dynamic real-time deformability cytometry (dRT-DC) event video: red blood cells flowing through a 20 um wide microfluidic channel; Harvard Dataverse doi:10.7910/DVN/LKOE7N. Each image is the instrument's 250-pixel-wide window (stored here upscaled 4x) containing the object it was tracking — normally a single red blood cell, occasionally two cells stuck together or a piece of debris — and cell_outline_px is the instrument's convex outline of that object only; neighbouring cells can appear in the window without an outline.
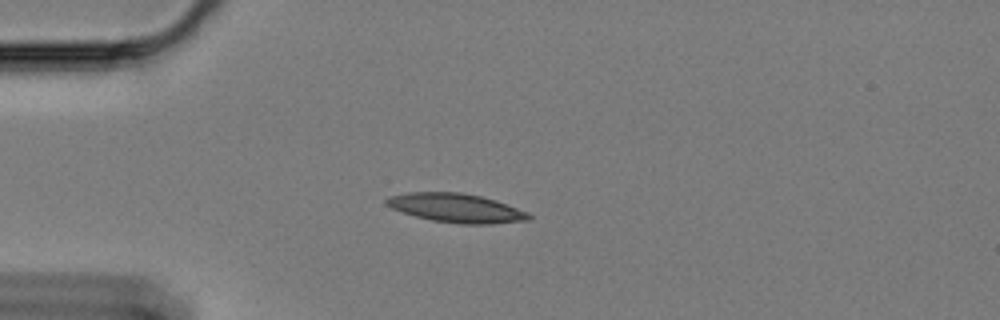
{"species": "Egyptian fruit bat (a non-hibernating species)", "species_latin": "Rousettus aegyptiacus", "temperature_condition": "cold", "stored_images_in_passage": 45, "camera_frame_rate_fps": 3000, "um_per_image_px": 0.085, "animal": {"sex": "female"}, "frame": {"image": 1, "passage_image": 1, "time_ms": 0.0, "image_size_px": [1000, 320], "cell_outline_px": [[532, 220], [492, 224], [460, 224], [432, 220], [416, 216], [392, 208], [384, 204], [384, 200], [388, 196], [408, 192], [460, 192], [480, 196], [496, 200], [528, 212], [532, 216]], "centroid_in_image_um": [38.79, 17.68], "position_along_channel_um": 46.2, "area_um2": 24.1}}
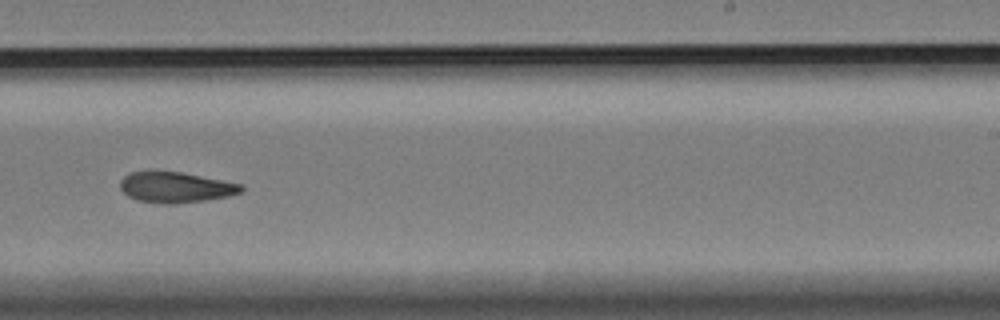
{"frame": {"image": 2, "passage_image": 23, "time_ms": 7.333, "image_size_px": [1000, 320], "cell_outline_px": [[244, 192], [228, 196], [204, 200], [176, 204], [164, 204], [136, 200], [128, 196], [120, 188], [120, 180], [128, 172], [152, 168], [180, 172], [244, 184]], "centroid_in_image_um": [14.89, 15.88], "position_along_channel_um": 274.1, "area_um2": 22.37}}
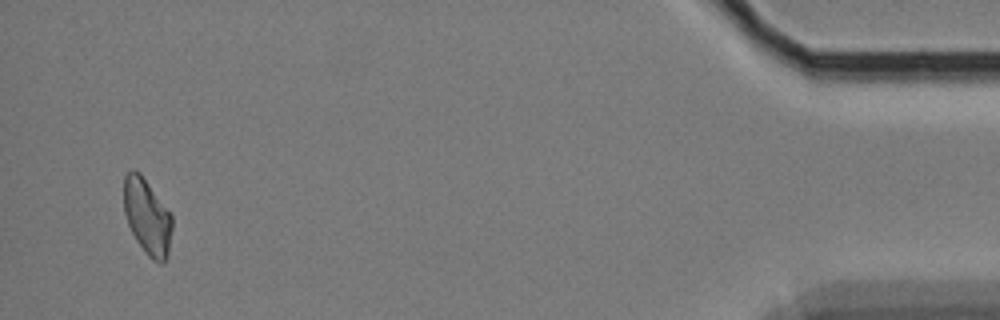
{"frame": {"image": 3, "passage_image": 43, "time_ms": 14.0, "image_size_px": [1000, 320], "cell_outline_px": [[172, 228], [168, 256], [164, 264], [160, 264], [152, 260], [144, 252], [136, 240], [128, 224], [124, 212], [124, 176], [132, 168], [140, 172], [172, 216]], "centroid_in_image_um": [12.51, 18.45], "position_along_channel_um": 422.7, "area_um2": 21.39}, "authors_computed_cell_mechanics": {"area_um2": 21.964, "velocity_mm_per_s": 3.3584, "shape_relaxation_time_tau1_ms": null, "shape_relaxation_time_tau2_ms": 4.4395, "deformation_change_tau1": null, "deformation_change_tau2": 0.1106}}